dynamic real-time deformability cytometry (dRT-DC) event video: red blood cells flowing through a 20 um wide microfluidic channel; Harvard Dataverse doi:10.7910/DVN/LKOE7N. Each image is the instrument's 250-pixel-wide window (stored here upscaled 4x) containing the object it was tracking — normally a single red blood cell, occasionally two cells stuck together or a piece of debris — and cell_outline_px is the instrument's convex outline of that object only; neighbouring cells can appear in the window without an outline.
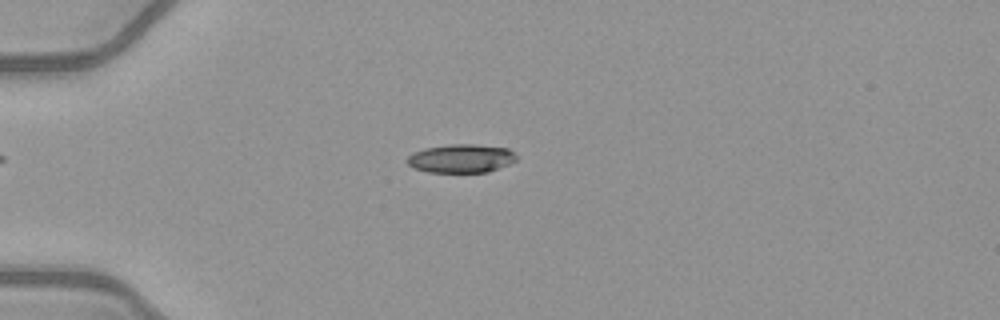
{"species": "common noctule bat (a hibernating species)", "species_latin": "Nyctalus noctula", "temperature_condition": "warm", "stored_images_in_passage": 52, "camera_frame_rate_fps": 3000, "um_per_image_px": 0.085, "animal": {"sex": "female", "body_mass_g": 21.9}, "frame": {"image": 1, "passage_image": 15, "time_ms": 4.667, "image_size_px": [1000, 320], "cell_outline_px": [[516, 160], [508, 164], [488, 172], [428, 172], [412, 168], [404, 160], [412, 152], [424, 148], [452, 144], [472, 144], [508, 148], [516, 156]], "centroid_in_image_um": [39.13, 13.47], "position_along_channel_um": 45.9, "area_um2": 18.21}}
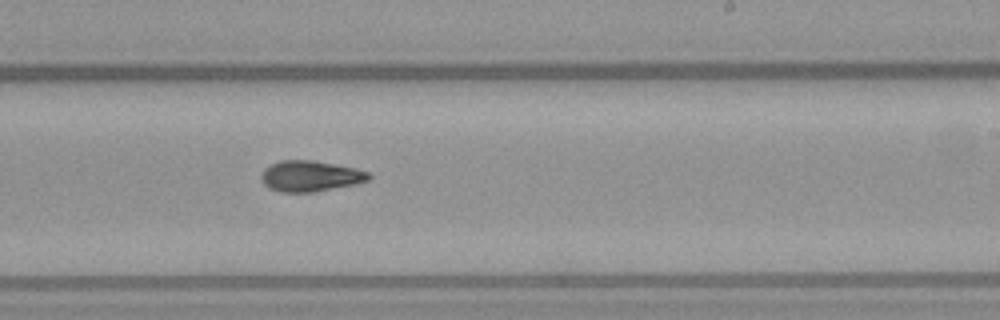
{"frame": {"image": 2, "passage_image": 33, "time_ms": 10.667, "image_size_px": [1000, 320], "cell_outline_px": [[372, 176], [368, 180], [356, 184], [312, 192], [280, 192], [268, 188], [264, 184], [260, 176], [264, 168], [280, 160], [312, 160], [352, 168], [368, 172]], "centroid_in_image_um": [26.33, 14.97], "position_along_channel_um": 262.7, "area_um2": 19.13}}
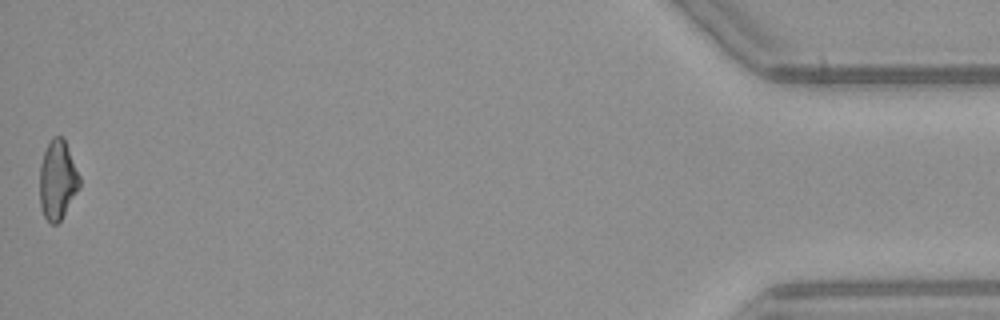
{"frame": {"image": 3, "passage_image": 52, "time_ms": 17.0, "image_size_px": [1000, 320], "cell_outline_px": [[80, 188], [60, 220], [56, 224], [52, 224], [44, 216], [40, 208], [40, 164], [44, 152], [52, 136], [64, 136], [80, 176]], "centroid_in_image_um": [4.9, 15.26], "position_along_channel_um": 430.3, "area_um2": 18.5}, "authors_computed_cell_mechanics": {"area_um2": 18.5538, "velocity_mm_per_s": 4.0741, "shape_relaxation_time_tau1_ms": null, "shape_relaxation_time_tau2_ms": 7.3489, "deformation_change_tau1": null, "deformation_change_tau2": 0.1736}}